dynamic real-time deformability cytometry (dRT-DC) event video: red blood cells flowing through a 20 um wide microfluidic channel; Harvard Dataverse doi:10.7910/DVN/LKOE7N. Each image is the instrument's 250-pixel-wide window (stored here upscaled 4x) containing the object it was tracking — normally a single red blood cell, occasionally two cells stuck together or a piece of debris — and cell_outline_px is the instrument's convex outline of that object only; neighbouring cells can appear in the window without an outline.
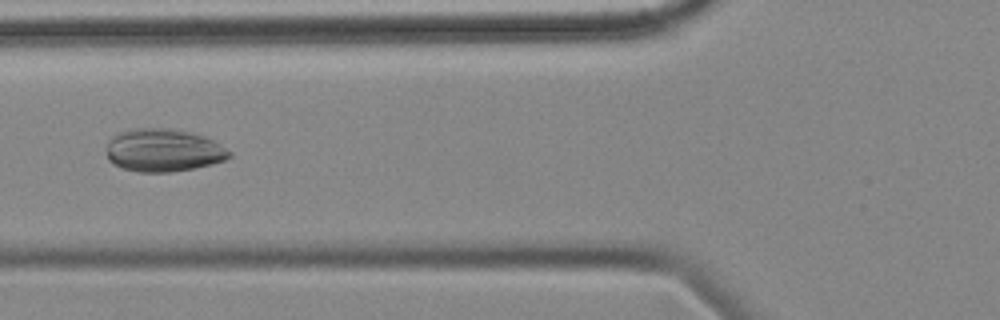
{"species": "common noctule bat (a hibernating species)", "species_latin": "Nyctalus noctula", "temperature_condition": "cold", "stored_images_in_passage": 46, "camera_frame_rate_fps": 3000, "um_per_image_px": 0.085, "animal": {"sex": "female", "body_mass_g": 18.4}, "frame": {"image": 1, "passage_image": 11, "time_ms": 3.333, "image_size_px": [1000, 320], "cell_outline_px": [[232, 156], [224, 160], [212, 164], [172, 172], [136, 172], [120, 168], [112, 164], [108, 160], [108, 140], [112, 136], [120, 132], [132, 128], [168, 128], [196, 132], [212, 140], [232, 152]], "centroid_in_image_um": [13.88, 12.77], "position_along_channel_um": 111.9, "area_um2": 30.98}}
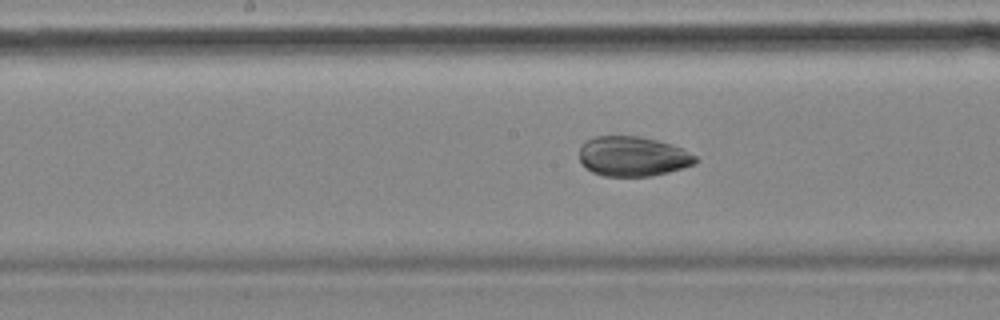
{"frame": {"image": 2, "passage_image": 18, "time_ms": 5.667, "image_size_px": [1000, 320], "cell_outline_px": [[700, 160], [696, 164], [668, 172], [652, 176], [604, 176], [592, 172], [580, 160], [580, 144], [596, 136], [636, 136], [656, 140], [672, 144], [684, 148], [696, 156]], "centroid_in_image_um": [53.83, 13.29], "position_along_channel_um": 194.4, "area_um2": 27.05}}
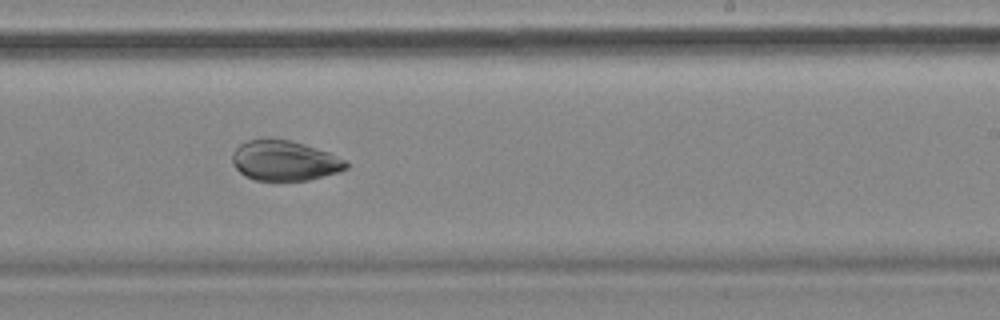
{"frame": {"image": 3, "passage_image": 24, "time_ms": 7.667, "image_size_px": [1000, 320], "cell_outline_px": [[348, 168], [340, 172], [308, 180], [256, 180], [244, 176], [236, 168], [232, 160], [232, 152], [240, 144], [248, 140], [292, 140], [328, 152], [348, 160]], "centroid_in_image_um": [24.22, 13.67], "position_along_channel_um": 264.8, "area_um2": 26.47}}